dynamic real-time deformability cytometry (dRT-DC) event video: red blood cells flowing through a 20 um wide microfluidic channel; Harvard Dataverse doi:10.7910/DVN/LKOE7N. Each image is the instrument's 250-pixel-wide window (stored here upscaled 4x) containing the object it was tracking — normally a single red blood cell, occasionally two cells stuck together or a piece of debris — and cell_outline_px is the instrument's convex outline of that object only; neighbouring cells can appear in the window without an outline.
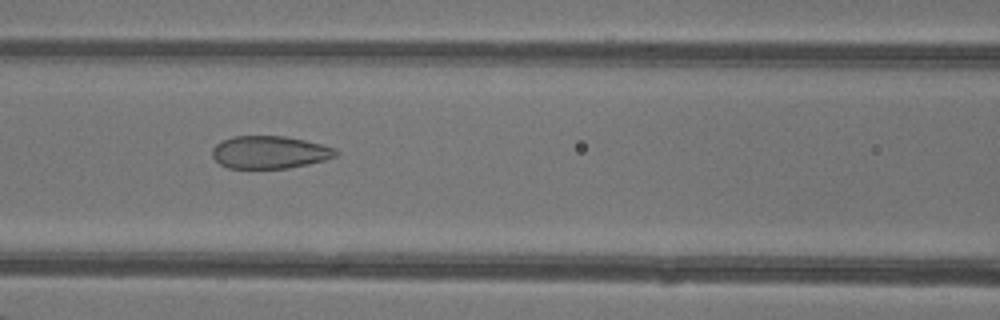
{"species": "common noctule bat (a hibernating species)", "species_latin": "Nyctalus noctula", "temperature_condition": "warm", "stored_images_in_passage": 31, "camera_frame_rate_fps": 3000, "um_per_image_px": 0.085, "animal": {"sex": "female"}, "frame": {"image": 1, "passage_image": 9, "time_ms": 2.667, "image_size_px": [1000, 320], "cell_outline_px": [[340, 152], [336, 156], [324, 160], [308, 164], [288, 168], [228, 168], [220, 164], [212, 156], [212, 148], [220, 140], [232, 136], [284, 136], [304, 140], [336, 148]], "centroid_in_image_um": [22.9, 12.93], "position_along_channel_um": 143.7, "area_um2": 23.58}}
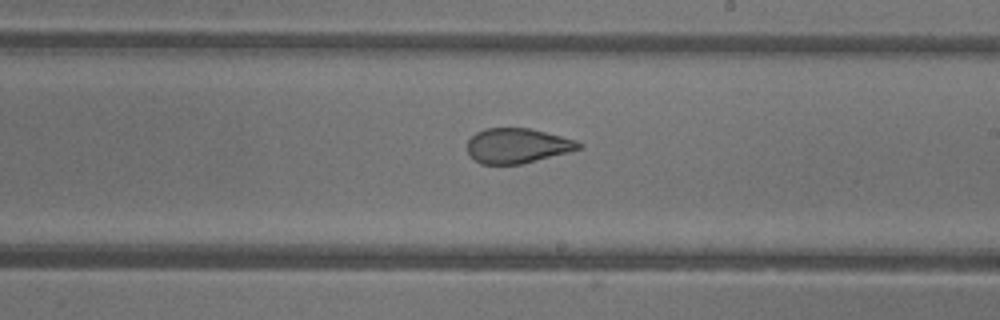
{"frame": {"image": 2, "passage_image": 16, "time_ms": 5.0, "image_size_px": [1000, 320], "cell_outline_px": [[584, 148], [520, 164], [480, 164], [468, 152], [468, 140], [476, 132], [484, 128], [532, 128], [576, 140], [584, 144]], "centroid_in_image_um": [44.0, 12.37], "position_along_channel_um": 245.0, "area_um2": 22.66}}
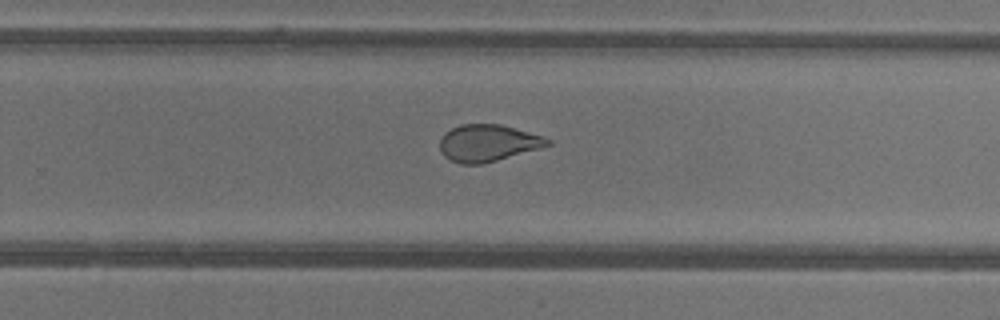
{"frame": {"image": 3, "passage_image": 19, "time_ms": 6.0, "image_size_px": [1000, 320], "cell_outline_px": [[552, 144], [540, 148], [484, 164], [460, 164], [444, 156], [440, 148], [440, 140], [444, 132], [460, 124], [500, 124], [544, 136], [552, 140]], "centroid_in_image_um": [41.48, 12.15], "position_along_channel_um": 288.3, "area_um2": 23.24}}